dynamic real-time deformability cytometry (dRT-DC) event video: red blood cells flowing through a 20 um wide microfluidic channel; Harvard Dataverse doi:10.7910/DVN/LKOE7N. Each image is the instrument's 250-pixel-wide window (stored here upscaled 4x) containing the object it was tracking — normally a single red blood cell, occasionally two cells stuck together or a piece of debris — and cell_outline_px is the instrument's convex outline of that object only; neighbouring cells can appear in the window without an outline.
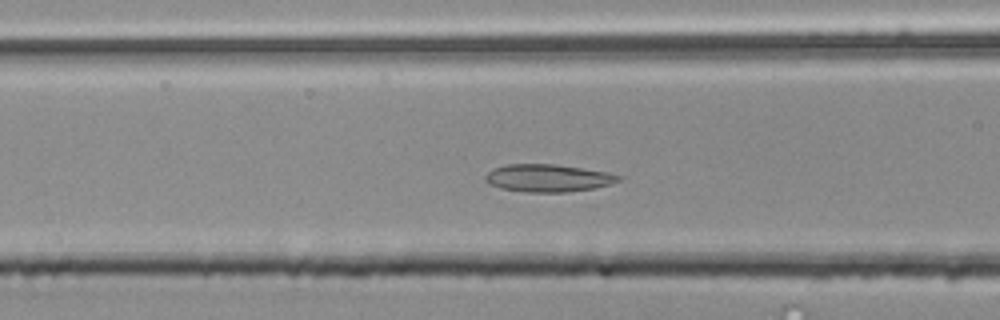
{"species": "common noctule bat (a hibernating species)", "species_latin": "Nyctalus noctula", "temperature_condition": "room temperature", "stored_images_in_passage": 44, "camera_frame_rate_fps": 3000, "um_per_image_px": 0.085, "animal": {"sex": "male", "body_mass_g": 20.4}, "frame": {"image": 1, "passage_image": 17, "time_ms": 5.333, "image_size_px": [1000, 320], "cell_outline_px": [[620, 180], [612, 184], [592, 188], [568, 192], [524, 192], [500, 188], [488, 184], [484, 180], [484, 176], [492, 168], [508, 164], [556, 164], [608, 172], [620, 176]], "centroid_in_image_um": [46.54, 15.13], "position_along_channel_um": 120.1, "area_um2": 21.5}}
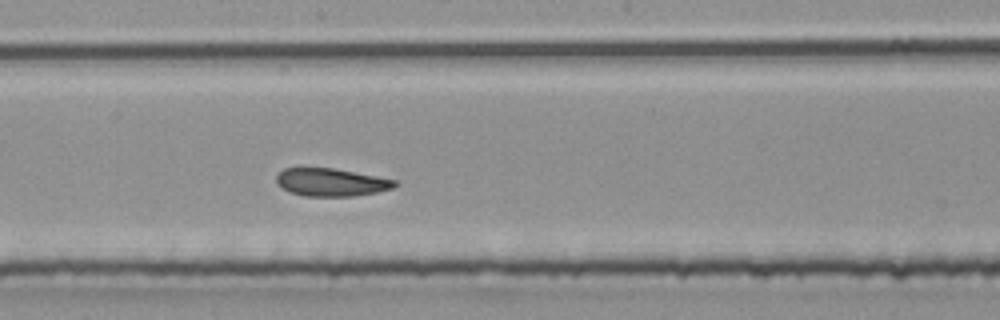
{"frame": {"image": 2, "passage_image": 25, "time_ms": 8.0, "image_size_px": [1000, 320], "cell_outline_px": [[400, 184], [392, 188], [376, 192], [352, 196], [304, 196], [288, 192], [276, 184], [276, 176], [284, 168], [332, 168], [396, 180]], "centroid_in_image_um": [28.11, 15.5], "position_along_channel_um": 220.1, "area_um2": 19.13}}
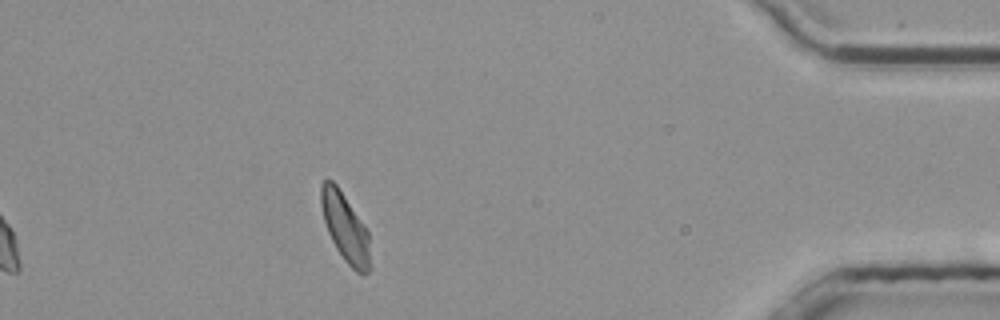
{"frame": {"image": 3, "passage_image": 44, "time_ms": 14.333, "image_size_px": [1000, 320], "cell_outline_px": [[372, 268], [364, 276], [356, 272], [344, 260], [336, 248], [328, 232], [324, 220], [320, 204], [320, 184], [324, 180], [332, 180], [336, 184], [368, 232], [372, 264]], "centroid_in_image_um": [29.36, 19.41], "position_along_channel_um": 405.8, "area_um2": 19.65}, "authors_computed_cell_mechanics": {"area_um2": 20.2011, "velocity_mm_per_s": 3.7519, "shape_relaxation_time_tau1_ms": null, "shape_relaxation_time_tau2_ms": 2.0904, "deformation_change_tau1": null, "deformation_change_tau2": 0.0769}}